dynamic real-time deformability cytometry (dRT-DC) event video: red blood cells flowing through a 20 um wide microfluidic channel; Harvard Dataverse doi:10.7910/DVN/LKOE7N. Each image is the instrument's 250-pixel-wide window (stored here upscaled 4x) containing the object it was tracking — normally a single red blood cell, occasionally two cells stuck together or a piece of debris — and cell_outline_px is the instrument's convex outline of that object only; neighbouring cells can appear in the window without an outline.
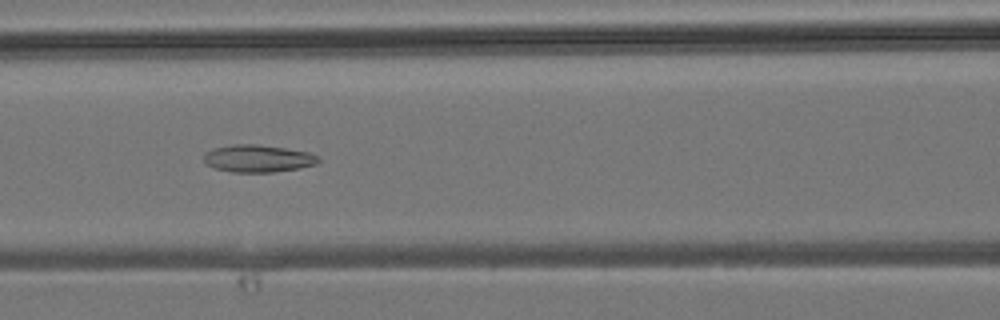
{"species": "common noctule bat (a hibernating species)", "species_latin": "Nyctalus noctula", "temperature_condition": "room temperature", "stored_images_in_passage": 32, "camera_frame_rate_fps": 3000, "um_per_image_px": 0.085, "animal": {"sex": "male", "body_mass_g": 19.2, "forearm_length_mm": 51.8}, "frame": {"image": 1, "passage_image": 7, "time_ms": 2.0, "image_size_px": [1000, 320], "cell_outline_px": [[320, 160], [316, 164], [300, 168], [272, 172], [232, 172], [216, 168], [208, 164], [204, 160], [204, 152], [216, 148], [232, 144], [256, 144], [284, 148], [308, 152], [320, 156]], "centroid_in_image_um": [21.95, 13.47], "position_along_channel_um": 144.6, "area_um2": 18.15}}
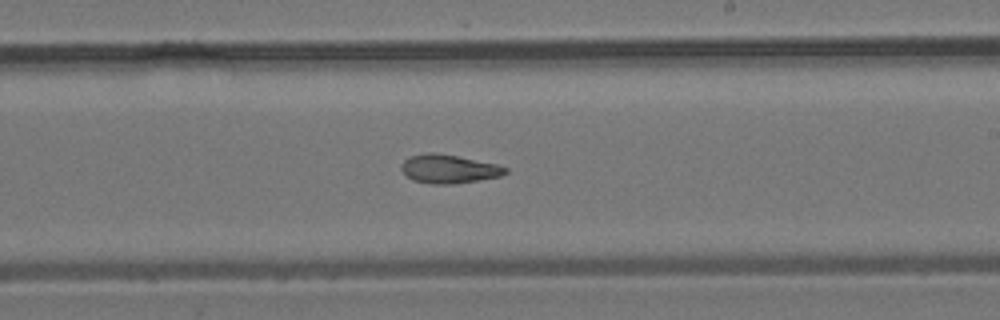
{"frame": {"image": 2, "passage_image": 14, "time_ms": 4.333, "image_size_px": [1000, 320], "cell_outline_px": [[508, 172], [500, 176], [452, 184], [436, 184], [412, 180], [400, 168], [400, 164], [404, 160], [412, 156], [428, 152], [432, 152], [456, 156], [496, 164], [508, 168]], "centroid_in_image_um": [38.13, 14.35], "position_along_channel_um": 250.9, "area_um2": 17.05}}
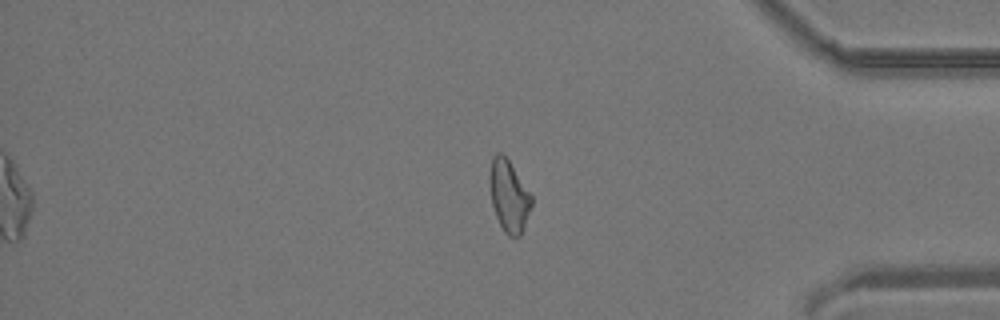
{"frame": {"image": 3, "passage_image": 25, "time_ms": 8.0, "image_size_px": [1000, 320], "cell_outline_px": [[532, 204], [524, 228], [520, 236], [508, 236], [504, 232], [496, 216], [492, 204], [488, 184], [488, 176], [492, 156], [496, 152], [500, 152], [508, 160], [532, 196]], "centroid_in_image_um": [43.22, 16.65], "position_along_channel_um": 392.0, "area_um2": 17.51}}